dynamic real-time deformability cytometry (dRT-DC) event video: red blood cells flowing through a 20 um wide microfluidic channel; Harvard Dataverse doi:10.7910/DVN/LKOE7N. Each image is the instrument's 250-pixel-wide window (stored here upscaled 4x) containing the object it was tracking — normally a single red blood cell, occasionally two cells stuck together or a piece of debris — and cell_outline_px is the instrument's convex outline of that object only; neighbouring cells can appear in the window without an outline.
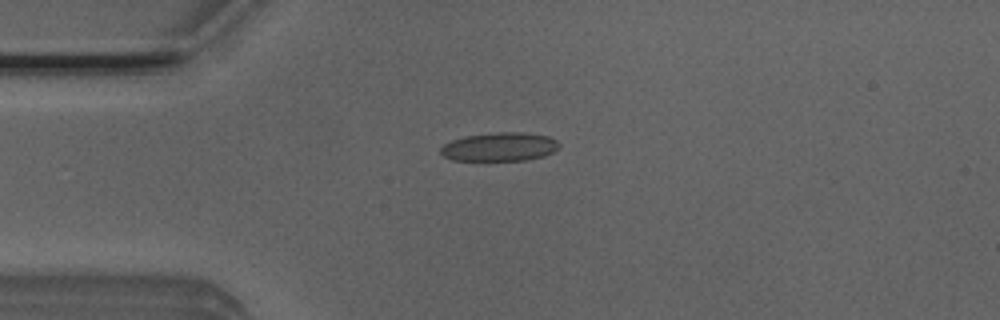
{"species": "Egyptian fruit bat (a non-hibernating species)", "species_latin": "Rousettus aegyptiacus", "temperature_condition": "room temperature", "stored_images_in_passage": 40, "camera_frame_rate_fps": 3000, "um_per_image_px": 0.085, "animal": {"sex": "male"}, "frame": {"image": 1, "passage_image": 1, "time_ms": 0.0, "image_size_px": [1000, 320], "cell_outline_px": [[560, 144], [552, 152], [544, 156], [524, 160], [452, 160], [444, 156], [440, 152], [440, 148], [444, 144], [452, 140], [464, 136], [496, 132], [520, 132], [548, 136], [556, 140]], "centroid_in_image_um": [42.44, 12.47], "position_along_channel_um": 42.6, "area_um2": 19.65}}
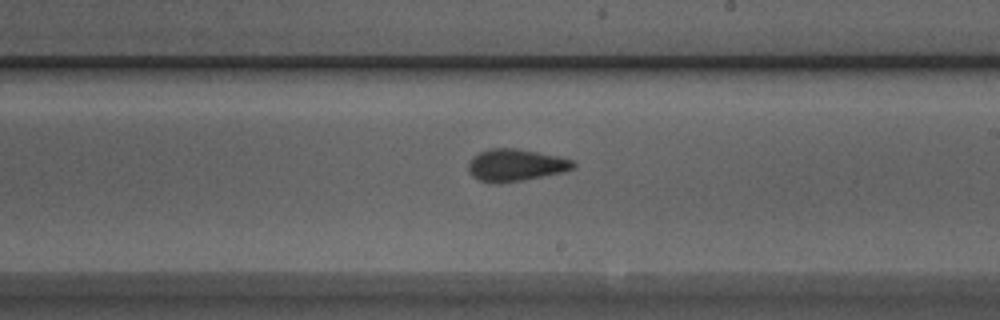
{"frame": {"image": 2, "passage_image": 18, "time_ms": 5.667, "image_size_px": [1000, 320], "cell_outline_px": [[576, 168], [560, 172], [524, 180], [500, 184], [488, 184], [472, 176], [468, 172], [468, 164], [472, 156], [488, 148], [516, 148], [556, 156], [572, 160], [576, 164]], "centroid_in_image_um": [43.77, 14.05], "position_along_channel_um": 245.2, "area_um2": 19.77}}
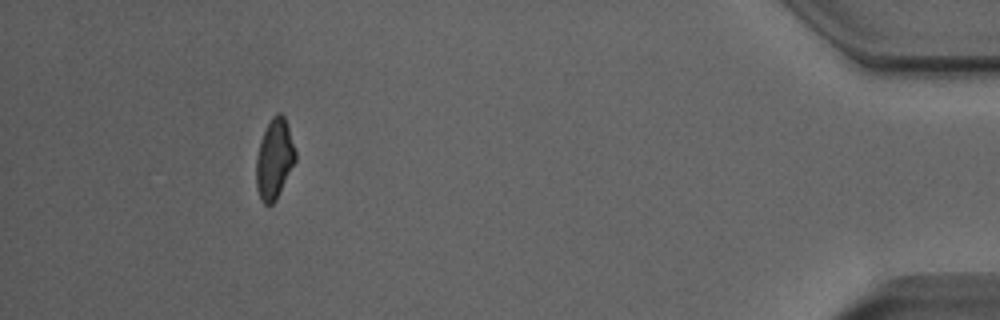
{"frame": {"image": 3, "passage_image": 36, "time_ms": 11.667, "image_size_px": [1000, 320], "cell_outline_px": [[296, 160], [276, 200], [272, 204], [264, 204], [260, 200], [256, 188], [256, 156], [260, 140], [272, 116], [276, 112], [280, 112], [284, 116], [296, 152]], "centroid_in_image_um": [23.31, 13.53], "position_along_channel_um": 411.9, "area_um2": 18.26}, "authors_computed_cell_mechanics": {"area_um2": 19.1607, "velocity_mm_per_s": 3.9082, "shape_relaxation_time_tau1_ms": 11.1859, "shape_relaxation_time_tau2_ms": 1.9211, "deformation_change_tau1": 0.2095, "deformation_change_tau2": 0.0783}}